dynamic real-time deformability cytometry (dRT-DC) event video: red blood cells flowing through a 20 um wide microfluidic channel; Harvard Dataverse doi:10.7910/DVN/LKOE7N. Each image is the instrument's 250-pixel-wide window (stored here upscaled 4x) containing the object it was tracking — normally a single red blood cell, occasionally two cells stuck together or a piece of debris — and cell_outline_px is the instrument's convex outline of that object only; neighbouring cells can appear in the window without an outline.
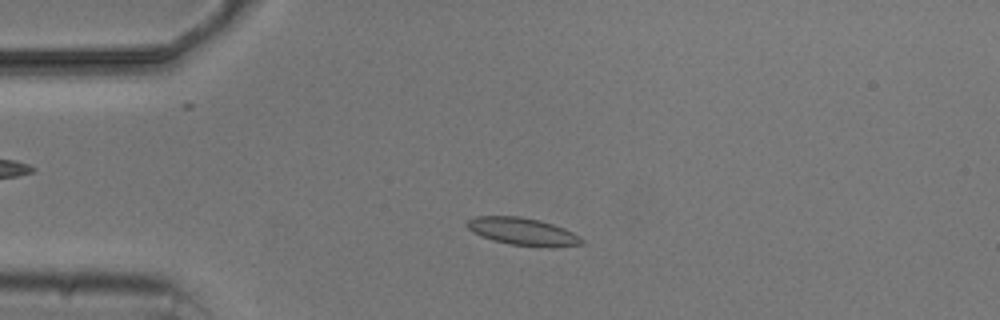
{"species": "common noctule bat (a hibernating species)", "species_latin": "Nyctalus noctula", "temperature_condition": "cold", "stored_images_in_passage": 8, "camera_frame_rate_fps": 3000, "um_per_image_px": 0.085, "animal": {"sex": "male", "body_mass_g": 20.5, "forearm_length_mm": 52.5}, "frame": {"image": 1, "passage_image": 3, "time_ms": 3.0, "image_size_px": [1000, 320], "cell_outline_px": [[584, 244], [548, 248], [508, 244], [492, 240], [480, 236], [472, 232], [464, 224], [468, 220], [476, 216], [520, 216], [540, 220], [564, 228], [580, 236], [584, 240]], "centroid_in_image_um": [44.43, 19.69], "position_along_channel_um": 40.6, "area_um2": 18.67}}
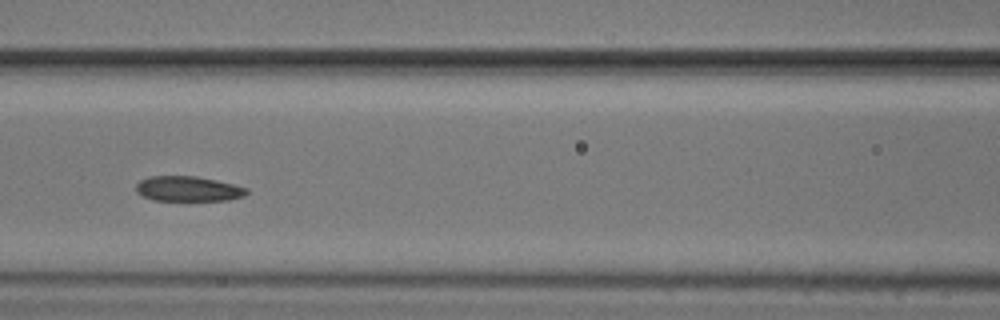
{"frame": {"image": 2, "passage_image": 6, "time_ms": 6.667, "image_size_px": [1000, 320], "cell_outline_px": [[248, 192], [244, 196], [228, 200], [152, 200], [136, 192], [136, 184], [140, 180], [148, 176], [196, 176], [216, 180], [248, 188]], "centroid_in_image_um": [15.97, 16.04], "position_along_channel_um": 150.6, "area_um2": 16.13}}
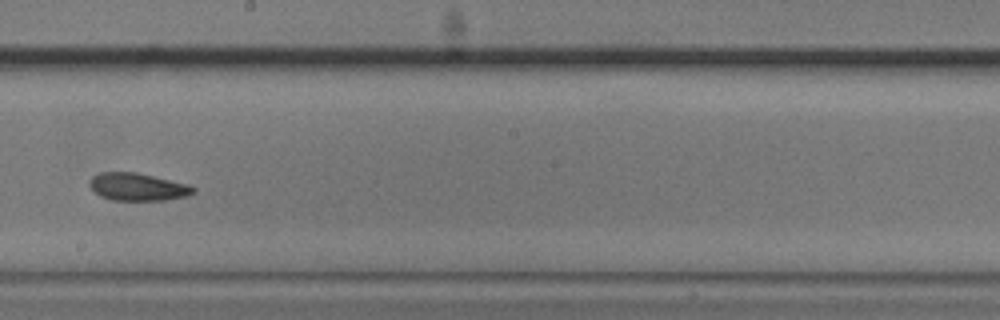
{"frame": {"image": 3, "passage_image": 8, "time_ms": 9.0, "image_size_px": [1000, 320], "cell_outline_px": [[196, 192], [188, 196], [164, 200], [112, 200], [100, 196], [88, 184], [88, 180], [92, 176], [100, 172], [136, 172], [188, 184], [196, 188]], "centroid_in_image_um": [11.7, 15.88], "position_along_channel_um": 236.5, "area_um2": 16.76}}